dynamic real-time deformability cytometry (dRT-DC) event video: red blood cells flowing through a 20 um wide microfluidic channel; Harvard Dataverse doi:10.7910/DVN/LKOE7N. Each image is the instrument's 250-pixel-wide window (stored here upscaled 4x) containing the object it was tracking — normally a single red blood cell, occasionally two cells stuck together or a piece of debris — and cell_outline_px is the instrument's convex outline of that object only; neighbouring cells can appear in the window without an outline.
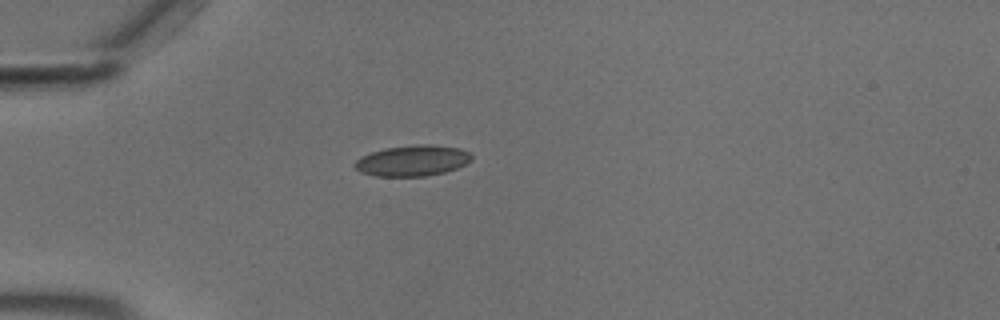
{"species": "common noctule bat (a hibernating species)", "species_latin": "Nyctalus noctula", "temperature_condition": "cold", "stored_images_in_passage": 40, "camera_frame_rate_fps": 3000, "um_per_image_px": 0.085, "animal": {"sex": "male", "body_mass_g": 18.8}, "frame": {"image": 1, "passage_image": 1, "time_ms": 0.0, "image_size_px": [1000, 320], "cell_outline_px": [[472, 160], [456, 168], [444, 172], [424, 176], [376, 176], [360, 172], [352, 164], [360, 156], [384, 148], [416, 144], [428, 144], [460, 148], [468, 152], [472, 156]], "centroid_in_image_um": [35.03, 13.65], "position_along_channel_um": 50.0, "area_um2": 20.98}}
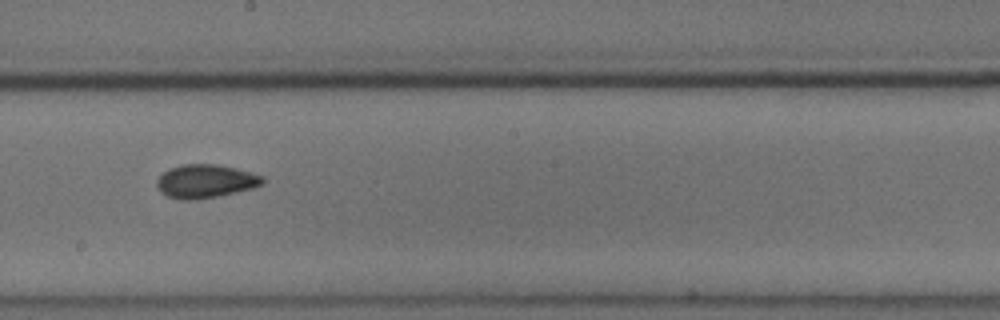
{"frame": {"image": 2, "passage_image": 17, "time_ms": 5.333, "image_size_px": [1000, 320], "cell_outline_px": [[264, 184], [252, 188], [236, 192], [196, 200], [180, 200], [168, 196], [160, 192], [156, 184], [156, 180], [168, 168], [184, 164], [216, 164], [236, 168], [252, 172], [264, 176]], "centroid_in_image_um": [17.47, 15.4], "position_along_channel_um": 230.7, "area_um2": 20.75}}
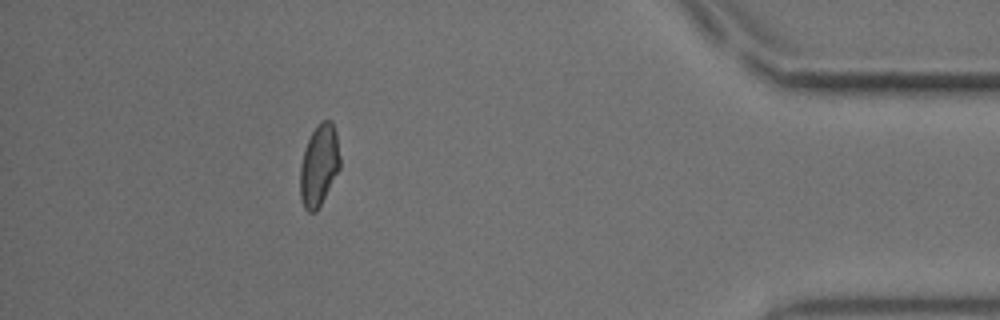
{"frame": {"image": 3, "passage_image": 35, "time_ms": 11.333, "image_size_px": [1000, 320], "cell_outline_px": [[340, 168], [316, 212], [308, 212], [304, 208], [300, 196], [300, 168], [304, 148], [316, 124], [320, 120], [332, 120], [336, 132], [340, 156]], "centroid_in_image_um": [27.12, 14.02], "position_along_channel_um": 408.1, "area_um2": 19.02}, "authors_computed_cell_mechanics": {"area_um2": 19.7965, "velocity_mm_per_s": 3.6858, "shape_relaxation_time_tau1_ms": 6.7742, "shape_relaxation_time_tau2_ms": 1.9292, "deformation_change_tau1": 0.1302, "deformation_change_tau2": 0.0695}}